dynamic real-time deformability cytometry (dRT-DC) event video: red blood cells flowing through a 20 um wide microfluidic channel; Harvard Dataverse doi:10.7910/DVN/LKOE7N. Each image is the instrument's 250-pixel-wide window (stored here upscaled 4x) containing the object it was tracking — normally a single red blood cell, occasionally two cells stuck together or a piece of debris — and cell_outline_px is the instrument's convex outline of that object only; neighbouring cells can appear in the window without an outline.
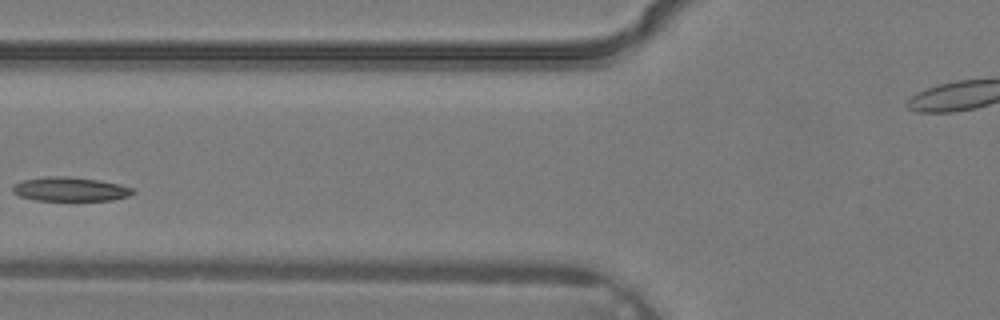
{"species": "common noctule bat (a hibernating species)", "species_latin": "Nyctalus noctula", "temperature_condition": "warm", "stored_images_in_passage": 3, "camera_frame_rate_fps": 3000, "um_per_image_px": 0.085, "animal": {"sex": "male", "body_mass_g": 19.2, "forearm_length_mm": 51.8}, "frame": {"image": 1, "passage_image": 3, "time_ms": 0.667, "image_size_px": [1000, 320], "cell_outline_px": [[136, 192], [128, 196], [112, 200], [36, 200], [20, 196], [12, 192], [12, 188], [16, 184], [24, 180], [44, 176], [64, 176], [100, 180], [120, 184], [132, 188]], "centroid_in_image_um": [5.98, 16.07], "position_along_channel_um": 119.8, "area_um2": 16.76}}